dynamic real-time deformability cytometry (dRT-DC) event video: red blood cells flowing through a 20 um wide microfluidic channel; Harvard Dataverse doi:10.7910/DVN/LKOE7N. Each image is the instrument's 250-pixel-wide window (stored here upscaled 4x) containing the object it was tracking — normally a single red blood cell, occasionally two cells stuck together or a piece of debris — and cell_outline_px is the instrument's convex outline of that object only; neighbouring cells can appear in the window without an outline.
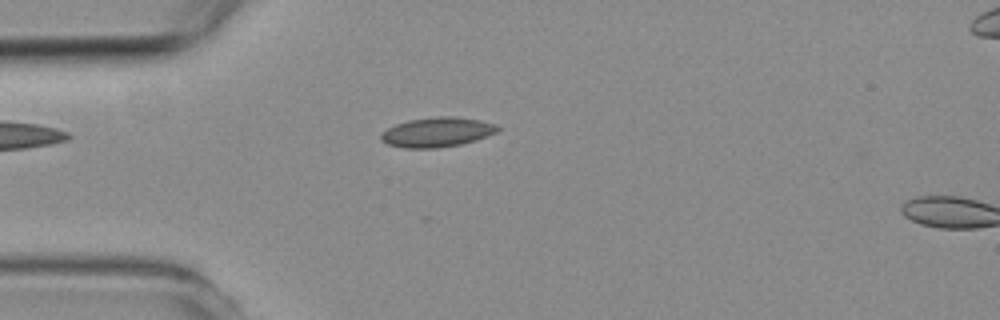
{"species": "common noctule bat (a hibernating species)", "species_latin": "Nyctalus noctula", "temperature_condition": "room temperature", "stored_images_in_passage": 2, "camera_frame_rate_fps": 3000, "um_per_image_px": 0.085, "animal": {"sex": "female", "body_mass_g": 19.3, "forearm_length_mm": 54.1}, "frame": {"image": 1, "passage_image": 1, "time_ms": 0.0, "image_size_px": [1000, 320], "cell_outline_px": [[500, 128], [496, 132], [476, 140], [460, 144], [436, 148], [404, 148], [388, 144], [380, 140], [380, 132], [396, 124], [408, 120], [436, 116], [452, 116], [480, 120], [496, 124]], "centroid_in_image_um": [37.12, 11.23], "position_along_channel_um": 47.9, "area_um2": 20.17}}